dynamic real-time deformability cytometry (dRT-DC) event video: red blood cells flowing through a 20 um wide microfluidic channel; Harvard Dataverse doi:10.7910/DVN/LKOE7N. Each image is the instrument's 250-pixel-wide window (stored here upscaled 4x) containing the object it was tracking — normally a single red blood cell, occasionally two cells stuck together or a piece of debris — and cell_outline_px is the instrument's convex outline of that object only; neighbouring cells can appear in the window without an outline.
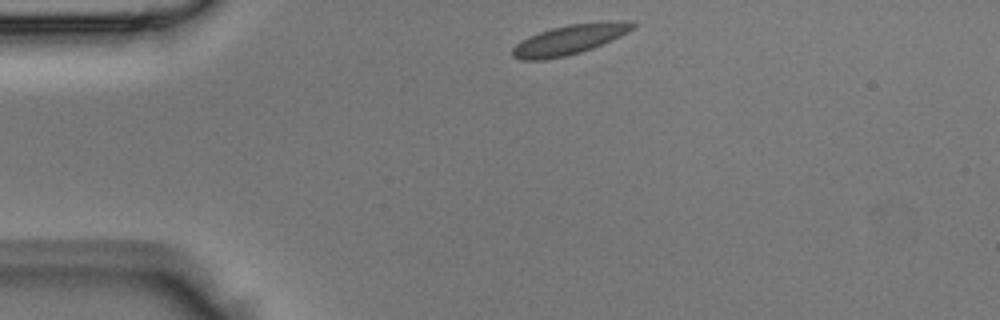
{"species": "Egyptian fruit bat (a non-hibernating species)", "species_latin": "Rousettus aegyptiacus", "temperature_condition": "room temperature", "stored_images_in_passage": 3, "camera_frame_rate_fps": 3000, "um_per_image_px": 0.085, "animal": {"sex": "male"}, "frame": {"image": 1, "passage_image": 1, "time_ms": 0.0, "image_size_px": [1000, 320], "cell_outline_px": [[636, 28], [612, 40], [592, 48], [580, 52], [564, 56], [544, 60], [520, 60], [512, 56], [512, 48], [520, 40], [528, 36], [552, 28], [572, 24], [604, 20], [628, 20], [636, 24]], "centroid_in_image_um": [48.44, 3.35], "position_along_channel_um": 36.6, "area_um2": 21.1}}